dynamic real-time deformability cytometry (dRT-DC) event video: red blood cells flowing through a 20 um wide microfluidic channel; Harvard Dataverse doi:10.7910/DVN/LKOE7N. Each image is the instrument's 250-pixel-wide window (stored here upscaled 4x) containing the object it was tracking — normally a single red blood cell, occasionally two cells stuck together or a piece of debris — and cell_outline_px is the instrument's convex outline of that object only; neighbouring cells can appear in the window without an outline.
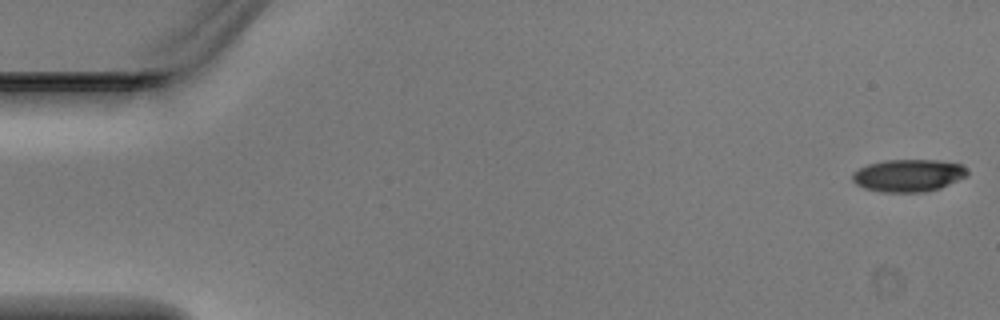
{"species": "Egyptian fruit bat (a non-hibernating species)", "species_latin": "Rousettus aegyptiacus", "temperature_condition": "warm", "stored_images_in_passage": 4, "camera_frame_rate_fps": 3000, "um_per_image_px": 0.085, "animal": {"sex": "male"}, "frame": {"image": 1, "passage_image": 1, "time_ms": 0.0, "image_size_px": [1000, 320], "cell_outline_px": [[968, 176], [940, 188], [924, 192], [880, 192], [864, 188], [856, 184], [852, 180], [852, 172], [868, 164], [888, 160], [940, 160], [960, 164], [968, 168]], "centroid_in_image_um": [77.23, 14.91], "position_along_channel_um": 7.8, "area_um2": 21.85}}
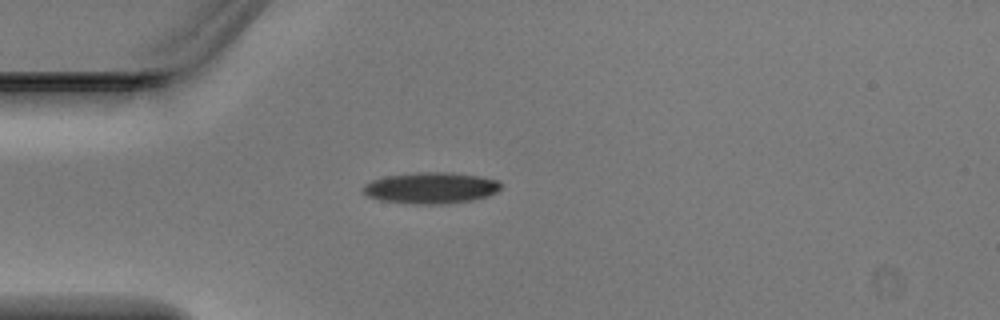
{"frame": {"image": 2, "passage_image": 4, "time_ms": 1.0, "image_size_px": [1000, 320], "cell_outline_px": [[504, 188], [488, 196], [472, 200], [444, 204], [412, 204], [380, 200], [368, 196], [360, 188], [364, 184], [372, 180], [384, 176], [416, 172], [452, 172], [480, 176], [500, 180], [504, 184]], "centroid_in_image_um": [36.67, 15.96], "position_along_channel_um": 48.3, "area_um2": 25.61}}